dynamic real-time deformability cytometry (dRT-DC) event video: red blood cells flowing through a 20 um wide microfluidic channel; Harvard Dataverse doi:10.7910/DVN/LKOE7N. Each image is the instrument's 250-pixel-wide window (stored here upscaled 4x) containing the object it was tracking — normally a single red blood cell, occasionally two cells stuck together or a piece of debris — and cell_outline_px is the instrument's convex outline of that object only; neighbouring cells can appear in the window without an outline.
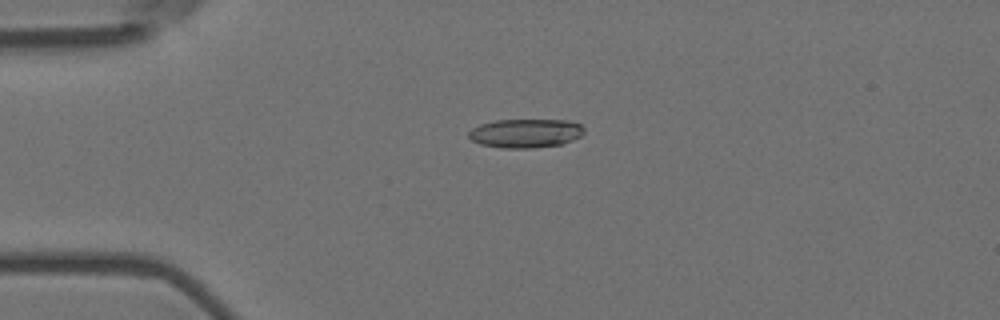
{"species": "Egyptian fruit bat (a non-hibernating species)", "species_latin": "Rousettus aegyptiacus", "temperature_condition": "room temperature", "stored_images_in_passage": 5, "camera_frame_rate_fps": 3000, "um_per_image_px": 0.085, "animal": {"sex": "female"}, "frame": {"image": 1, "passage_image": 4, "time_ms": 1.0, "image_size_px": [1000, 320], "cell_outline_px": [[584, 132], [580, 136], [564, 144], [532, 148], [500, 148], [480, 144], [472, 140], [468, 136], [468, 132], [472, 128], [480, 124], [496, 120], [568, 120], [580, 124], [584, 128]], "centroid_in_image_um": [44.67, 11.33], "position_along_channel_um": 40.3, "area_um2": 19.54}}